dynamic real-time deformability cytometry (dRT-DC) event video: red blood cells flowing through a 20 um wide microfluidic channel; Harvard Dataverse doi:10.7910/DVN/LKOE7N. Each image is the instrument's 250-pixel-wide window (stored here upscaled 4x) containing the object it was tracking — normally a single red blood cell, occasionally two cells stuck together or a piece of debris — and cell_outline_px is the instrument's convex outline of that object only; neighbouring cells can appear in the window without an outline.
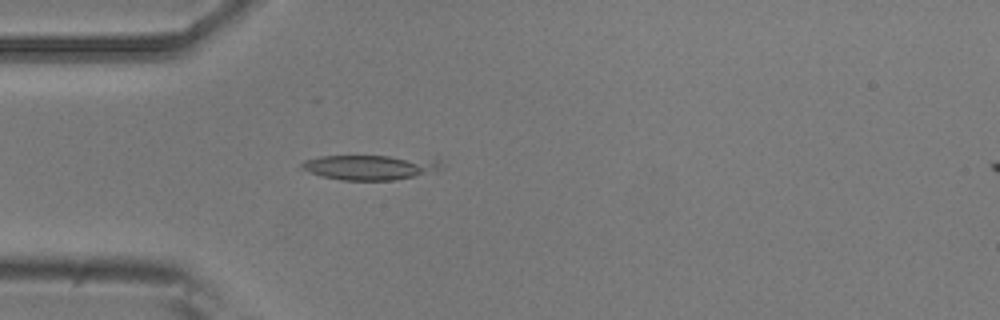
{"species": "common noctule bat (a hibernating species)", "species_latin": "Nyctalus noctula", "temperature_condition": "room temperature", "stored_images_in_passage": 15, "camera_frame_rate_fps": 3000, "um_per_image_px": 0.085, "animal": {"sex": "male", "body_mass_g": 20.5, "forearm_length_mm": 52.5}, "frame": {"image": 1, "passage_image": 14, "time_ms": 4.333, "image_size_px": [1000, 320], "cell_outline_px": [[444, 164], [440, 168], [412, 176], [392, 180], [344, 180], [324, 176], [312, 172], [304, 168], [300, 164], [304, 160], [320, 156], [388, 156], [440, 160]], "centroid_in_image_um": [31.42, 14.2], "position_along_channel_um": 53.6, "area_um2": 19.54}}